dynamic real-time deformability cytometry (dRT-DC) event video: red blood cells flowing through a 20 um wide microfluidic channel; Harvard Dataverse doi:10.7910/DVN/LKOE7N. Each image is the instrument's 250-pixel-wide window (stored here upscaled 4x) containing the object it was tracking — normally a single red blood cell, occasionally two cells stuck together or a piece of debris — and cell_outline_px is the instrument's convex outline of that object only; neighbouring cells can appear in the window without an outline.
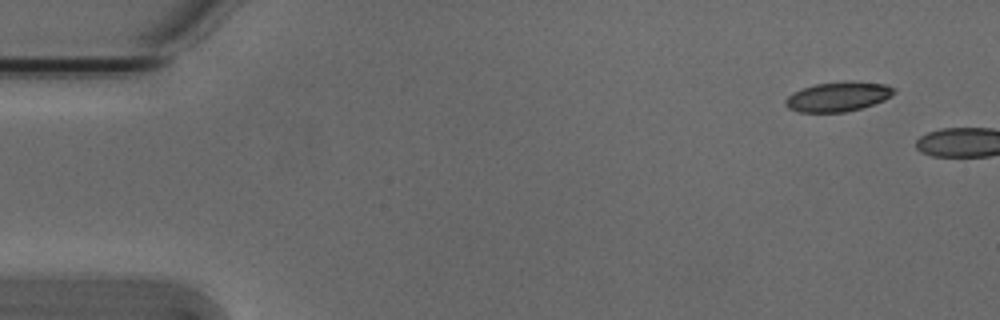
{"species": "Egyptian fruit bat (a non-hibernating species)", "species_latin": "Rousettus aegyptiacus", "temperature_condition": "cold", "stored_images_in_passage": 3, "camera_frame_rate_fps": 3000, "um_per_image_px": 0.085, "animal": {"sex": "male"}, "frame": {"image": 1, "passage_image": 1, "time_ms": 0.0, "image_size_px": [1000, 320], "cell_outline_px": [[896, 92], [892, 96], [884, 100], [860, 108], [844, 112], [800, 112], [788, 108], [784, 104], [784, 100], [792, 92], [816, 84], [844, 80], [852, 80], [888, 84], [896, 88]], "centroid_in_image_um": [71.27, 8.19], "position_along_channel_um": 13.7, "area_um2": 19.02}}